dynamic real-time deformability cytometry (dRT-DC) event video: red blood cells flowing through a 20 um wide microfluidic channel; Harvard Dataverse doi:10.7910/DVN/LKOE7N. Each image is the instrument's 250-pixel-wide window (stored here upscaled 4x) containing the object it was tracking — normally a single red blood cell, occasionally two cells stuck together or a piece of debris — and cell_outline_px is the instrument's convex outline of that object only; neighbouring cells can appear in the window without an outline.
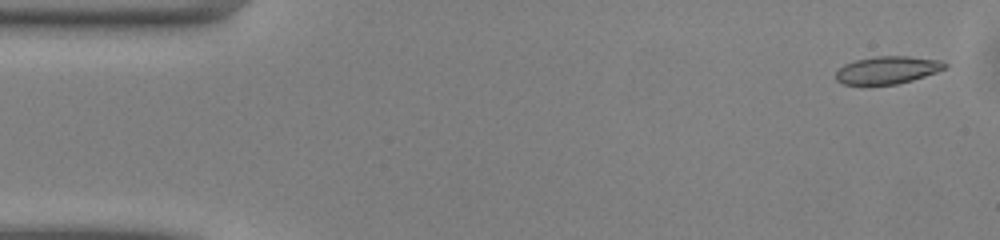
{"species": "common noctule bat (a hibernating species)", "species_latin": "Nyctalus noctula", "temperature_condition": "warm", "stored_images_in_passage": 49, "camera_frame_rate_fps": 3000, "um_per_image_px": 0.085, "animal": {"sex": "male", "body_mass_g": 13.0, "forearm_length_mm": 53.1}, "frame": {"image": 1, "passage_image": 2, "time_ms": 0.333, "image_size_px": [1000, 240], "cell_outline_px": [[948, 64], [944, 68], [936, 72], [912, 80], [896, 84], [844, 84], [836, 80], [836, 72], [844, 64], [856, 60], [876, 56], [908, 56], [940, 60]], "centroid_in_image_um": [75.43, 5.94], "position_along_channel_um": 9.6, "area_um2": 17.28}}
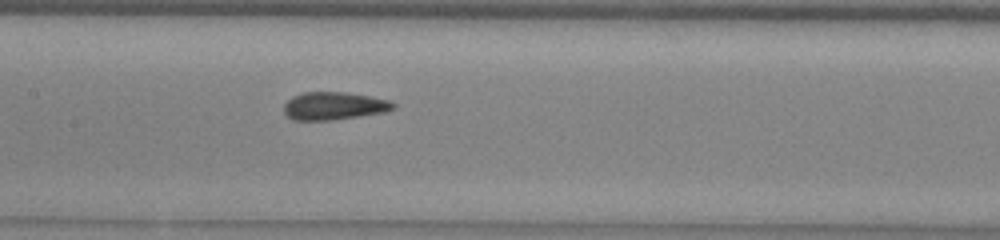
{"frame": {"image": 2, "passage_image": 23, "time_ms": 7.333, "image_size_px": [1000, 240], "cell_outline_px": [[396, 108], [384, 112], [332, 120], [292, 120], [284, 112], [284, 104], [292, 96], [304, 92], [348, 92], [388, 100], [396, 104]], "centroid_in_image_um": [28.37, 9.0], "position_along_channel_um": 179.0, "area_um2": 17.69}}
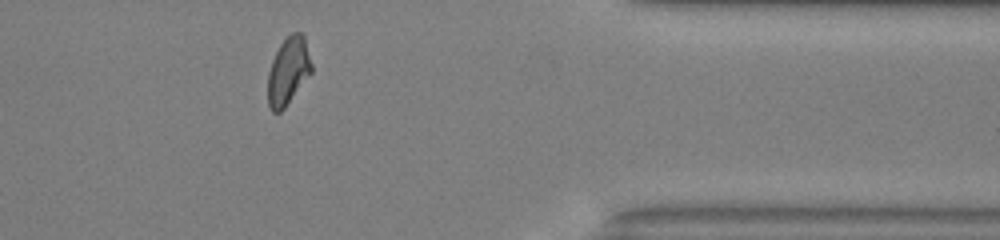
{"frame": {"image": 3, "passage_image": 40, "time_ms": 13.0, "image_size_px": [1000, 240], "cell_outline_px": [[312, 72], [284, 108], [280, 112], [272, 112], [268, 104], [268, 72], [272, 60], [280, 44], [292, 32], [300, 32], [304, 36], [312, 64]], "centroid_in_image_um": [24.5, 6.04], "position_along_channel_um": 386.9, "area_um2": 17.05}, "authors_computed_cell_mechanics": {"area_um2": 17.6868, "velocity_mm_per_s": 4.1054, "shape_relaxation_time_tau1_ms": null, "shape_relaxation_time_tau2_ms": 1.5989, "deformation_change_tau1": null, "deformation_change_tau2": 0.0757}}